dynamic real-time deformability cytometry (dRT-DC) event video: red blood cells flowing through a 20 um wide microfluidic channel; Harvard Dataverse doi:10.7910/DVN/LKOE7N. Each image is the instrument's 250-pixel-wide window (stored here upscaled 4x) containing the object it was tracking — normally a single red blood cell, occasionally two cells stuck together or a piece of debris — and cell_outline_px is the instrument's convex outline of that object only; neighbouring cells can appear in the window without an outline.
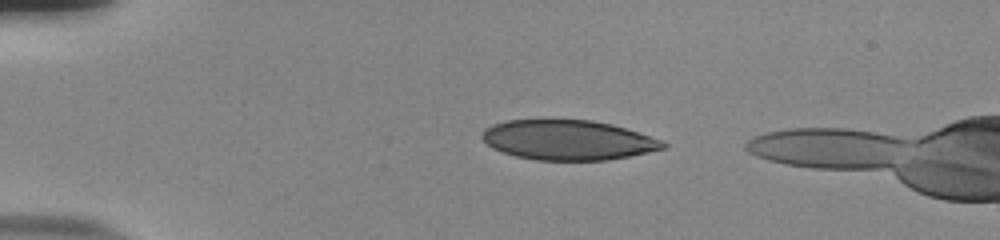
{"species": "human", "species_latin": "Homo sapiens", "temperature_condition": "room temperature", "stored_images_in_passage": 15, "camera_frame_rate_fps": 3000, "um_per_image_px": 0.085, "donor": {"sex": "male"}, "frame": {"image": 1, "passage_image": 9, "time_ms": 2.667, "image_size_px": [1000, 240], "cell_outline_px": [[652, 148], [620, 156], [588, 160], [556, 160], [528, 156], [512, 152], [500, 148], [524, 120], [576, 120], [600, 124], [620, 128], [632, 132], [640, 136]], "centroid_in_image_um": [48.66, 11.95], "position_along_channel_um": 36.3, "area_um2": 32.43}}